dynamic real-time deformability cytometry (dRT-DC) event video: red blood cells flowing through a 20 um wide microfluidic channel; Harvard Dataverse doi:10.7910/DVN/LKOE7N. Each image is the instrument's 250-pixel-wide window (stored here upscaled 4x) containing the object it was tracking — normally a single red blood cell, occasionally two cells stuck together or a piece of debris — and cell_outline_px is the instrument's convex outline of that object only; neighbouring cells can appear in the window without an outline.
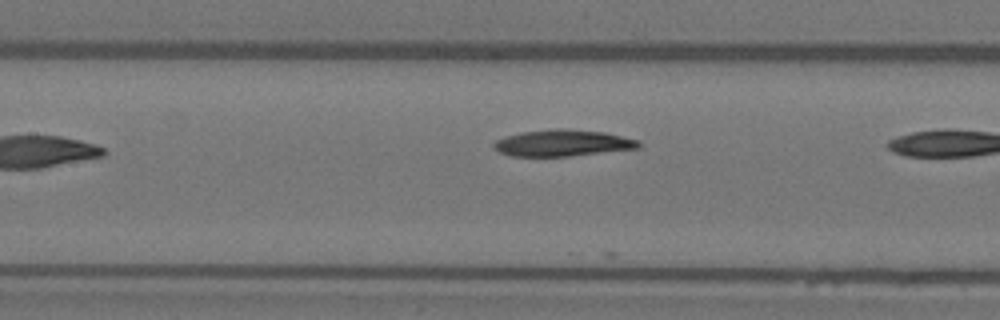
{"species": "Egyptian fruit bat (a non-hibernating species)", "species_latin": "Rousettus aegyptiacus", "temperature_condition": "warm", "stored_images_in_passage": 10, "camera_frame_rate_fps": 3000, "um_per_image_px": 0.085, "animal": {"sex": "female"}, "frame": {"image": 1, "passage_image": 9, "time_ms": 1675.333, "image_size_px": [1000, 320], "cell_outline_px": [[640, 148], [568, 156], [512, 156], [500, 152], [492, 144], [496, 140], [520, 132], [556, 128], [568, 128], [604, 132], [640, 140]], "centroid_in_image_um": [47.86, 12.14], "position_along_channel_um": 159.5, "area_um2": 22.31}}